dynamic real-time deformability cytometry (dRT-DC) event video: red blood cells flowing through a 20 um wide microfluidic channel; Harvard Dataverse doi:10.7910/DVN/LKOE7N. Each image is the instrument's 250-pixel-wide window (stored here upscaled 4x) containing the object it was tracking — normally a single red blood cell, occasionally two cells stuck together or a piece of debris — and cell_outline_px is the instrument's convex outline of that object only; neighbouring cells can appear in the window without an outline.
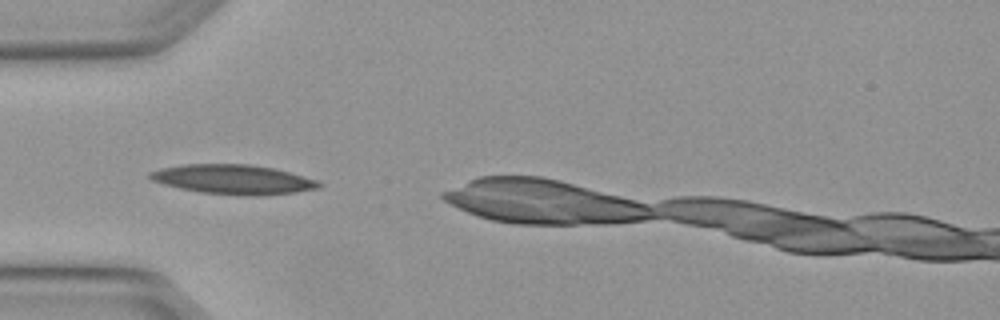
{"species": "Egyptian fruit bat (a non-hibernating species)", "species_latin": "Rousettus aegyptiacus", "temperature_condition": "warm", "stored_images_in_passage": 2, "camera_frame_rate_fps": 3000, "um_per_image_px": 0.085, "animal": {"sex": "female"}, "frame": {"image": 1, "passage_image": 1, "time_ms": 0.0, "image_size_px": [1000, 320], "cell_outline_px": [[324, 184], [320, 188], [296, 192], [256, 196], [248, 196], [200, 192], [180, 188], [164, 184], [152, 180], [148, 176], [148, 172], [160, 168], [180, 164], [248, 164], [272, 168], [320, 180]], "centroid_in_image_um": [19.84, 15.25], "position_along_channel_um": 65.2, "area_um2": 29.19}}